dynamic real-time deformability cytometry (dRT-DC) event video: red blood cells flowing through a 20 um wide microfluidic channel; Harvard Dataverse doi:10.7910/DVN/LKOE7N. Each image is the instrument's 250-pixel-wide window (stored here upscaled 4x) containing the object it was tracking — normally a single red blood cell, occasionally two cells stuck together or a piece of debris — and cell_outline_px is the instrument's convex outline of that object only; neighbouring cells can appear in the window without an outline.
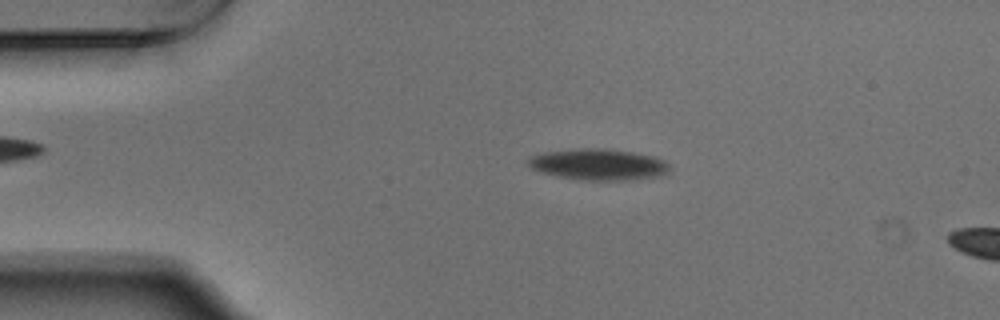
{"species": "Egyptian fruit bat (a non-hibernating species)", "species_latin": "Rousettus aegyptiacus", "temperature_condition": "warm", "stored_images_in_passage": 54, "segment_of_instrument_passage": [1, 2], "camera_frame_rate_fps": 3000, "um_per_image_px": 0.085, "animal": {"sex": "male"}, "frame": {"image": 1, "passage_image": 10, "time_ms": 3.0, "image_size_px": [1000, 320], "cell_outline_px": [[668, 172], [656, 176], [632, 180], [580, 180], [560, 176], [544, 172], [532, 168], [528, 164], [528, 160], [532, 156], [544, 152], [580, 148], [604, 148], [632, 152], [652, 156], [664, 160], [668, 164]], "centroid_in_image_um": [50.88, 13.97], "position_along_channel_um": 34.1, "area_um2": 25.37}}
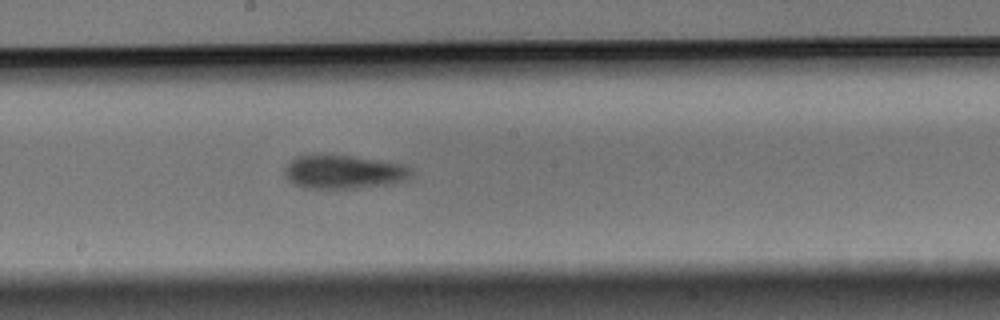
{"frame": {"image": 2, "passage_image": 28, "time_ms": 9.0, "image_size_px": [1000, 320], "cell_outline_px": [[412, 176], [404, 180], [388, 184], [364, 188], [304, 188], [288, 180], [284, 172], [284, 168], [296, 156], [352, 156], [384, 160], [404, 164], [412, 168]], "centroid_in_image_um": [29.27, 14.62], "position_along_channel_um": 218.9, "area_um2": 24.74}}
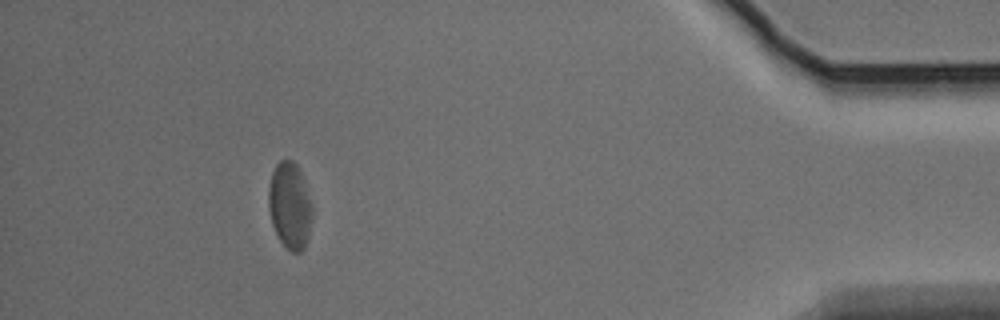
{"frame": {"image": 3, "passage_image": 48, "time_ms": 15.667, "image_size_px": [1000, 320], "cell_outline_px": [[312, 216], [308, 236], [304, 248], [300, 252], [292, 252], [280, 240], [272, 224], [268, 208], [268, 188], [272, 172], [276, 164], [280, 160], [292, 160], [296, 164], [304, 180], [312, 204]], "centroid_in_image_um": [24.63, 17.46], "position_along_channel_um": 410.6, "area_um2": 21.96}}